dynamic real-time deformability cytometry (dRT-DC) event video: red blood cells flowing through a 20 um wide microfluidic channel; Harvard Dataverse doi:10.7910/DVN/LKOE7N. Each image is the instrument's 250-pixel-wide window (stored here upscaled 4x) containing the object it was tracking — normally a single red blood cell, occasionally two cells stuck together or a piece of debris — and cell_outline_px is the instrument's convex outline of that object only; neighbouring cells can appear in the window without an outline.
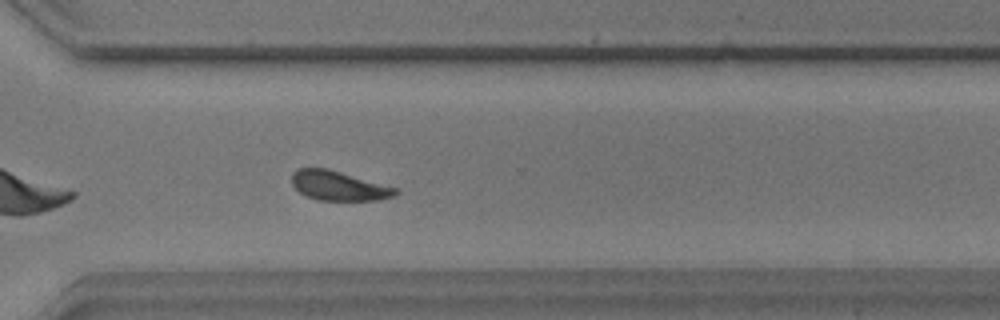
{"species": "common noctule bat (a hibernating species)", "species_latin": "Nyctalus noctula", "temperature_condition": "warm", "stored_images_in_passage": 35, "camera_frame_rate_fps": 3000, "um_per_image_px": 0.085, "animal": {"sex": "male", "body_mass_g": 17.9}, "frame": {"image": 1, "passage_image": 25, "time_ms": 8.0, "image_size_px": [1000, 320], "cell_outline_px": [[400, 192], [396, 196], [376, 200], [316, 200], [300, 192], [292, 184], [292, 172], [296, 168], [328, 168], [400, 188]], "centroid_in_image_um": [28.84, 15.78], "position_along_channel_um": 341.8, "area_um2": 18.09}, "authors_computed_cell_mechanics": {"area_um2": 18.496, "velocity_mm_per_s": 3.6898, "shape_relaxation_time_tau1_ms": 2.8383, "shape_relaxation_time_tau2_ms": 1.9825, "deformation_change_tau1": 0.1244, "deformation_change_tau2": 0.0617}}